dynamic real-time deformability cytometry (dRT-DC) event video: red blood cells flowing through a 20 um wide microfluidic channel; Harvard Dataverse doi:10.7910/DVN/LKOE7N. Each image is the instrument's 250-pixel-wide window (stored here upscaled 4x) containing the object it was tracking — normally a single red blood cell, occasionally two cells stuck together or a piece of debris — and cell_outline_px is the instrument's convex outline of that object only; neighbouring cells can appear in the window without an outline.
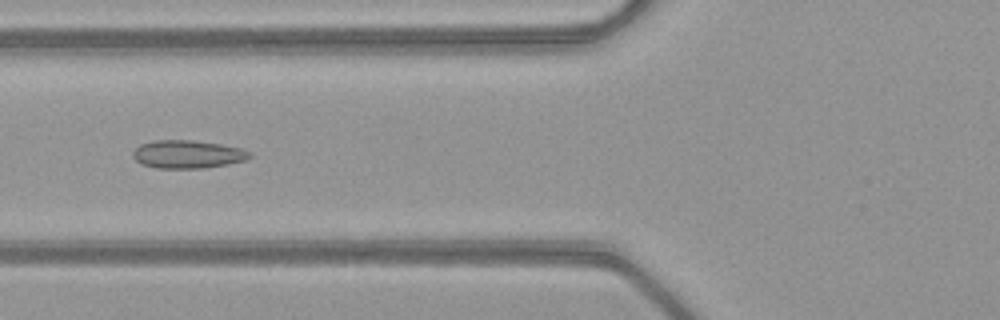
{"species": "common noctule bat (a hibernating species)", "species_latin": "Nyctalus noctula", "temperature_condition": "warm", "stored_images_in_passage": 52, "camera_frame_rate_fps": 3000, "um_per_image_px": 0.085, "animal": {"sex": "female", "body_mass_g": 21.9}, "frame": {"image": 1, "passage_image": 21, "time_ms": 6.667, "image_size_px": [1000, 320], "cell_outline_px": [[252, 156], [244, 160], [228, 164], [204, 168], [156, 168], [140, 164], [132, 156], [132, 152], [140, 144], [156, 140], [192, 140], [220, 144], [240, 148], [252, 152]], "centroid_in_image_um": [15.93, 13.11], "position_along_channel_um": 109.9, "area_um2": 19.13}}
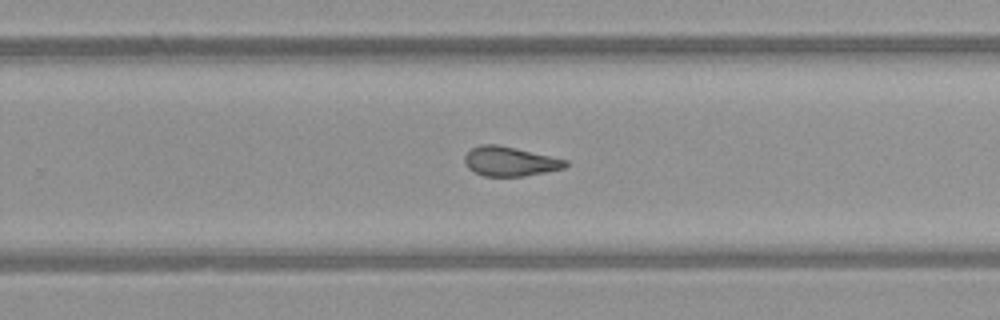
{"frame": {"image": 2, "passage_image": 34, "time_ms": 11.0, "image_size_px": [1000, 320], "cell_outline_px": [[568, 164], [564, 168], [524, 176], [484, 176], [468, 168], [464, 164], [464, 156], [472, 148], [480, 144], [496, 144], [516, 148], [552, 156], [568, 160]], "centroid_in_image_um": [43.34, 13.71], "position_along_channel_um": 286.5, "area_um2": 17.28}}
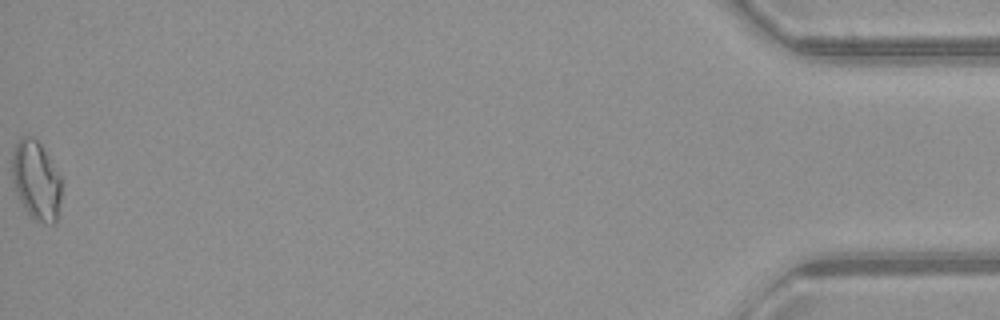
{"frame": {"image": 3, "passage_image": 52, "time_ms": 17.0, "image_size_px": [1000, 320], "cell_outline_px": [[60, 200], [56, 224], [44, 224], [36, 220], [28, 212], [20, 200], [16, 192], [12, 180], [12, 152], [20, 136], [32, 136], [40, 144], [48, 156], [60, 176]], "centroid_in_image_um": [3.06, 15.33], "position_along_channel_um": 432.1, "area_um2": 22.54}, "authors_computed_cell_mechanics": {"area_um2": 19.074, "velocity_mm_per_s": 4.0682, "shape_relaxation_time_tau1_ms": null, "shape_relaxation_time_tau2_ms": 1.8701, "deformation_change_tau1": null, "deformation_change_tau2": 0.0758}}